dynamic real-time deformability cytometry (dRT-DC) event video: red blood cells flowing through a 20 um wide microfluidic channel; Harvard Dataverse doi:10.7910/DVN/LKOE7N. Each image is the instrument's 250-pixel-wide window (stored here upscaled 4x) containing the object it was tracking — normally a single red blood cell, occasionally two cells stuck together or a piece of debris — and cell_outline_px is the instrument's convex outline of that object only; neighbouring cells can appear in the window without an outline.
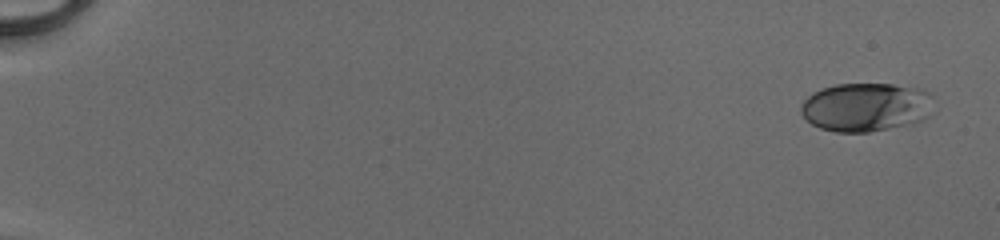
{"species": "human", "species_latin": "Homo sapiens", "temperature_condition": "cold", "stored_images_in_passage": 50, "camera_frame_rate_fps": 3000, "um_per_image_px": 0.085, "donor": {"sex": "male"}, "frame": {"image": 1, "passage_image": 1, "time_ms": 0.0, "image_size_px": [1000, 240], "cell_outline_px": [[932, 96], [928, 116], [924, 120], [868, 132], [836, 132], [820, 128], [812, 124], [800, 112], [800, 104], [812, 92], [836, 84], [892, 84], [924, 88]], "centroid_in_image_um": [73.58, 9.09], "position_along_channel_um": 11.4, "area_um2": 37.57}}
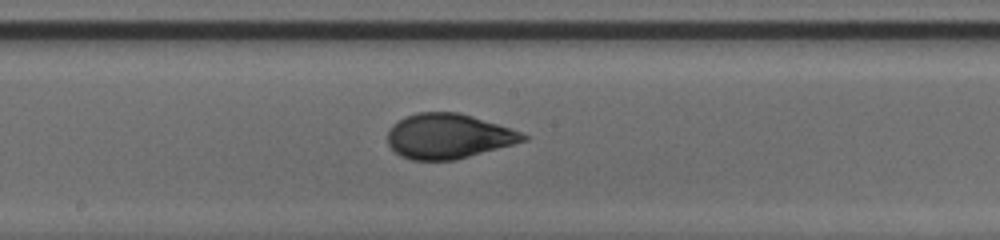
{"frame": {"image": 2, "passage_image": 29, "time_ms": 9.333, "image_size_px": [1000, 240], "cell_outline_px": [[528, 140], [456, 160], [412, 160], [400, 156], [388, 144], [388, 132], [392, 124], [396, 120], [404, 116], [416, 112], [460, 112], [520, 132], [528, 136]], "centroid_in_image_um": [38.07, 11.57], "position_along_channel_um": 210.1, "area_um2": 35.43}}
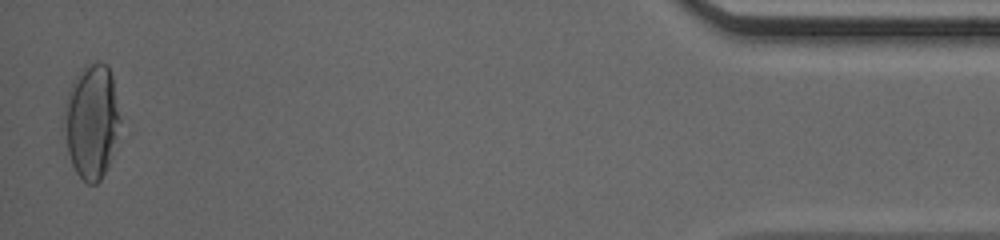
{"frame": {"image": 3, "passage_image": 50, "time_ms": 16.333, "image_size_px": [1000, 240], "cell_outline_px": [[120, 120], [108, 164], [100, 180], [96, 184], [88, 184], [76, 172], [72, 164], [60, 128], [64, 104], [68, 88], [72, 80], [80, 68], [84, 64], [108, 64], [112, 76], [120, 116]], "centroid_in_image_um": [7.71, 10.28], "position_along_channel_um": 427.5, "area_um2": 37.69}, "authors_computed_cell_mechanics": {"area_um2": 35.1713, "velocity_mm_per_s": 4.1401, "shape_relaxation_time_tau1_ms": 4.5213, "shape_relaxation_time_tau2_ms": null, "deformation_change_tau1": 0.1816, "deformation_change_tau2": null}}